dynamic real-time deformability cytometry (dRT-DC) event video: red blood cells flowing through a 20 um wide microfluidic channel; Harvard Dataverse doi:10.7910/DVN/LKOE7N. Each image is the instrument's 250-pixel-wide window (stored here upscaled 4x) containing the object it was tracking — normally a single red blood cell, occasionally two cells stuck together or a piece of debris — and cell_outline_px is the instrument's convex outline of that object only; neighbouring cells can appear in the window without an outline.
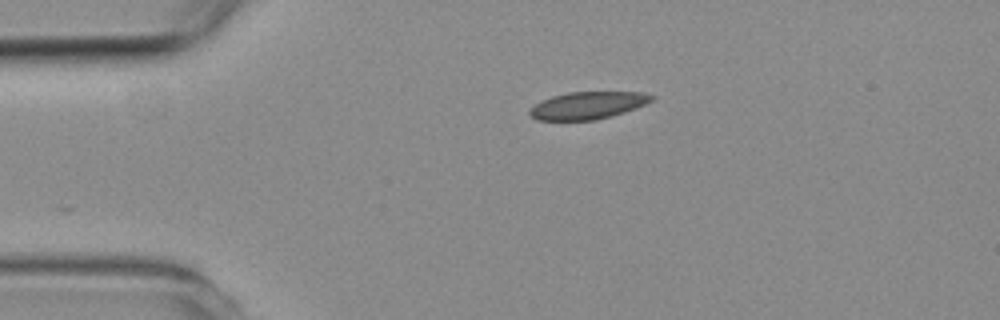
{"species": "common noctule bat (a hibernating species)", "species_latin": "Nyctalus noctula", "temperature_condition": "room temperature", "stored_images_in_passage": 2, "camera_frame_rate_fps": 3000, "um_per_image_px": 0.085, "animal": {"sex": "female", "body_mass_g": 19.3, "forearm_length_mm": 54.1}, "frame": {"image": 1, "passage_image": 1, "time_ms": 0.0, "image_size_px": [1000, 320], "cell_outline_px": [[656, 96], [652, 100], [644, 104], [624, 112], [596, 120], [536, 120], [528, 112], [536, 104], [552, 96], [568, 92], [640, 92]], "centroid_in_image_um": [49.96, 8.96], "position_along_channel_um": 35.0, "area_um2": 19.13}}